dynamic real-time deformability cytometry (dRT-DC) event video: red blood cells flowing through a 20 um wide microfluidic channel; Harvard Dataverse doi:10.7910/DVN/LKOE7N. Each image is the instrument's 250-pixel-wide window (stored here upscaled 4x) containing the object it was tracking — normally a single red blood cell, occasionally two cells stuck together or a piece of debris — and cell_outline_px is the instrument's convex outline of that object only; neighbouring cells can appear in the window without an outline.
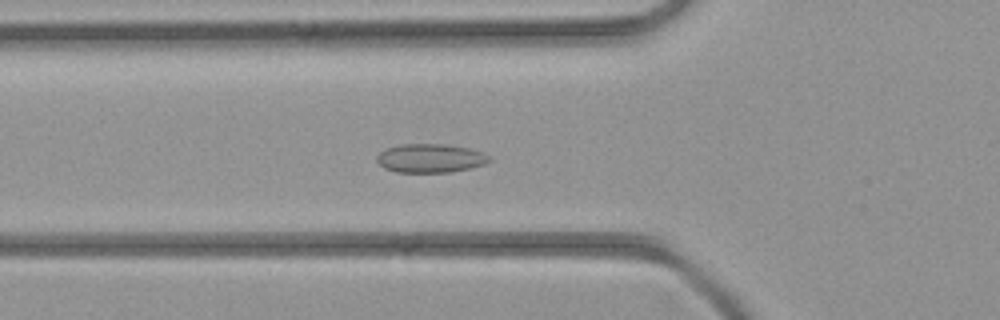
{"species": "common noctule bat (a hibernating species)", "species_latin": "Nyctalus noctula", "temperature_condition": "room temperature", "stored_images_in_passage": 36, "camera_frame_rate_fps": 3000, "um_per_image_px": 0.085, "animal": {"sex": "female", "body_mass_g": 21.9}, "frame": {"image": 1, "passage_image": 15, "time_ms": 4.667, "image_size_px": [1000, 320], "cell_outline_px": [[492, 160], [484, 164], [452, 172], [396, 172], [384, 168], [376, 160], [376, 156], [380, 152], [388, 148], [400, 144], [444, 144], [468, 148], [480, 152], [488, 156]], "centroid_in_image_um": [36.55, 13.45], "position_along_channel_um": 89.3, "area_um2": 18.67}}
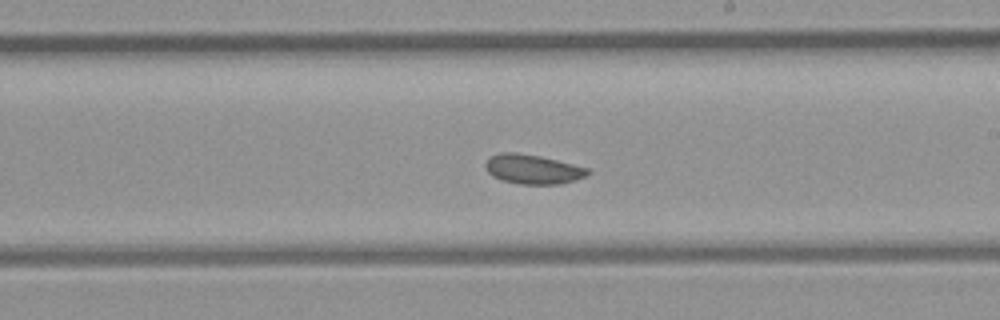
{"frame": {"image": 2, "passage_image": 25, "time_ms": 8.0, "image_size_px": [1000, 320], "cell_outline_px": [[588, 172], [584, 176], [576, 180], [560, 184], [520, 184], [500, 180], [492, 176], [488, 172], [484, 164], [492, 156], [500, 152], [516, 152], [540, 156], [588, 168]], "centroid_in_image_um": [45.25, 14.39], "position_along_channel_um": 243.8, "area_um2": 17.4}}
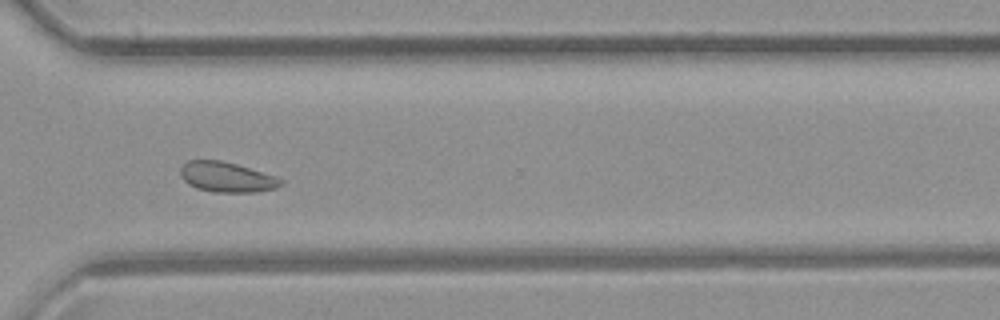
{"frame": {"image": 3, "passage_image": 32, "time_ms": 10.333, "image_size_px": [1000, 320], "cell_outline_px": [[284, 184], [276, 188], [260, 192], [212, 192], [196, 188], [188, 184], [180, 176], [180, 168], [188, 160], [220, 160], [236, 164], [276, 176], [284, 180]], "centroid_in_image_um": [19.29, 15.06], "position_along_channel_um": 351.3, "area_um2": 17.8}}